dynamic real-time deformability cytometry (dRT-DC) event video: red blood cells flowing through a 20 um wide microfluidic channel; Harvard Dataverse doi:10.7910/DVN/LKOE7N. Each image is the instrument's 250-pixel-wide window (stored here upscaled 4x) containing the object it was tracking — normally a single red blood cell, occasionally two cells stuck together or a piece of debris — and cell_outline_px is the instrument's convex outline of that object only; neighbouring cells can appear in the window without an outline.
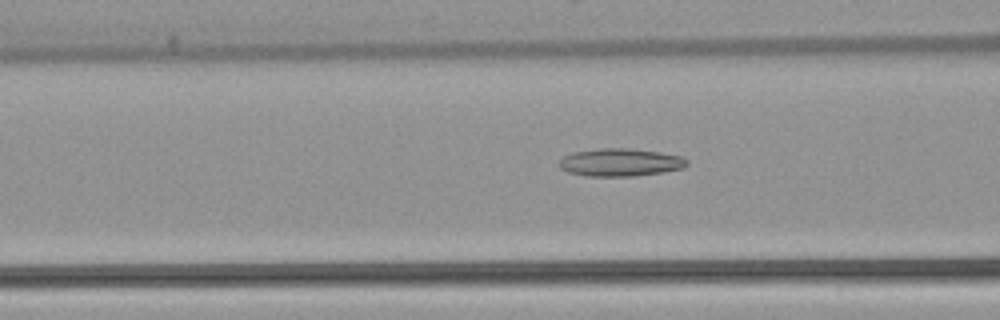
{"species": "common noctule bat (a hibernating species)", "species_latin": "Nyctalus noctula", "temperature_condition": "warm", "stored_images_in_passage": 53, "camera_frame_rate_fps": 3000, "um_per_image_px": 0.085, "animal": {"sex": "female", "body_mass_g": 22.7, "forearm_length_mm": 54.2}, "frame": {"image": 1, "passage_image": 21, "time_ms": 6.667, "image_size_px": [1000, 320], "cell_outline_px": [[688, 164], [684, 168], [664, 172], [632, 176], [588, 176], [568, 172], [560, 168], [556, 164], [564, 156], [572, 152], [600, 148], [632, 148], [660, 152], [680, 156], [688, 160]], "centroid_in_image_um": [52.71, 13.79], "position_along_channel_um": 113.9, "area_um2": 20.87}}
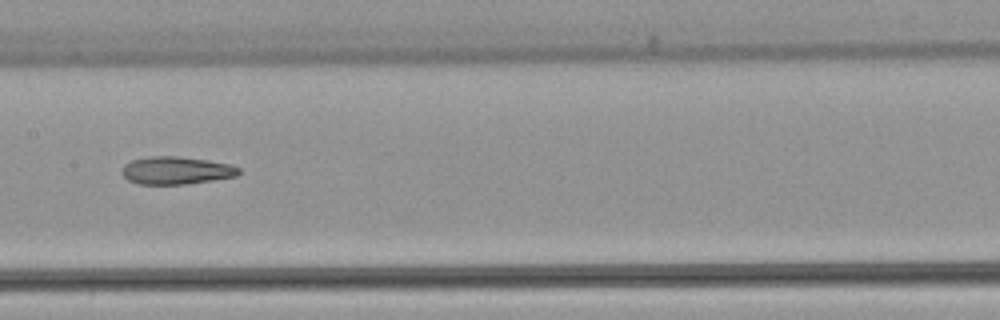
{"frame": {"image": 2, "passage_image": 27, "time_ms": 8.667, "image_size_px": [1000, 320], "cell_outline_px": [[240, 172], [236, 176], [188, 184], [140, 184], [128, 180], [120, 172], [124, 164], [132, 160], [148, 156], [180, 156], [208, 160], [232, 164], [240, 168]], "centroid_in_image_um": [14.98, 14.48], "position_along_channel_um": 192.4, "area_um2": 19.02}}
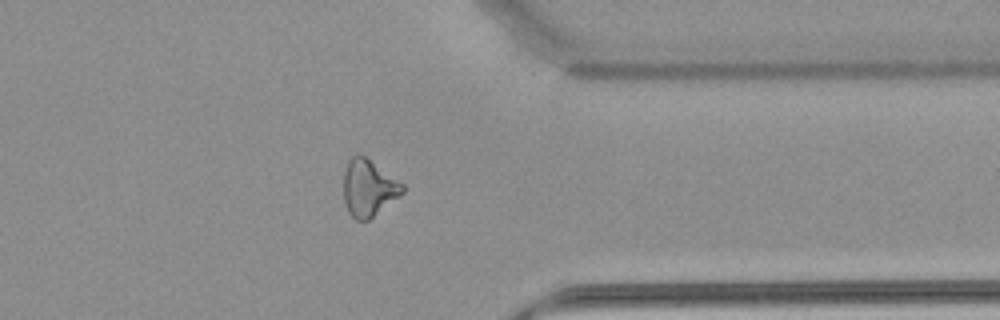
{"frame": {"image": 3, "passage_image": 42, "time_ms": 13.667, "image_size_px": [1000, 320], "cell_outline_px": [[404, 192], [400, 196], [368, 220], [356, 220], [348, 212], [344, 200], [344, 172], [348, 160], [352, 156], [360, 152], [404, 184]], "centroid_in_image_um": [31.32, 15.95], "position_along_channel_um": 380.1, "area_um2": 19.54}, "authors_computed_cell_mechanics": {"area_um2": 20.8658, "velocity_mm_per_s": 3.9224, "shape_relaxation_time_tau1_ms": null, "shape_relaxation_time_tau2_ms": 4.2467, "deformation_change_tau1": null, "deformation_change_tau2": 0.147}}